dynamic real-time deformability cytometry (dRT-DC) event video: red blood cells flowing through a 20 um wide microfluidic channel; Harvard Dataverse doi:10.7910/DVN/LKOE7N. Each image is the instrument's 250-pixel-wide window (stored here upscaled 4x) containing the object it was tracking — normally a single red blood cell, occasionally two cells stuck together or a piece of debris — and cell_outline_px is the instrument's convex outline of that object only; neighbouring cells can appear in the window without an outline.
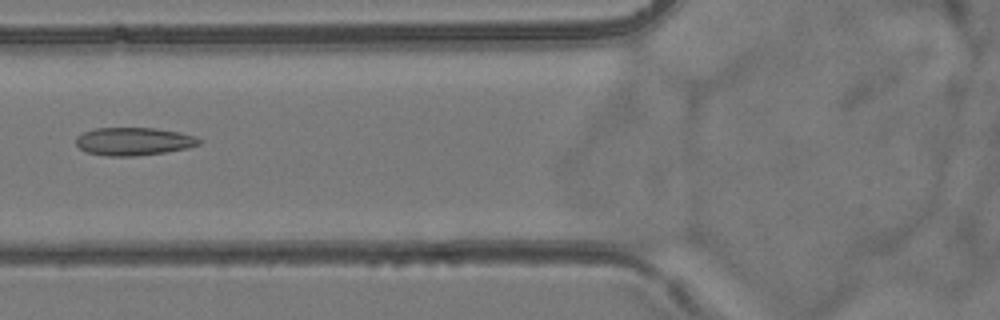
{"species": "common noctule bat (a hibernating species)", "species_latin": "Nyctalus noctula", "temperature_condition": "room temperature", "stored_images_in_passage": 6, "camera_frame_rate_fps": 3000, "um_per_image_px": 0.085, "animal": {"sex": "female", "body_mass_g": 24.6, "forearm_length_mm": 56.2}, "frame": {"image": 1, "passage_image": 4, "time_ms": 3.667, "image_size_px": [1000, 320], "cell_outline_px": [[204, 140], [200, 144], [188, 148], [164, 152], [136, 156], [108, 156], [88, 152], [80, 148], [76, 144], [76, 136], [84, 132], [96, 128], [156, 128], [180, 132], [196, 136]], "centroid_in_image_um": [11.41, 12.01], "position_along_channel_um": 114.4, "area_um2": 20.11}}
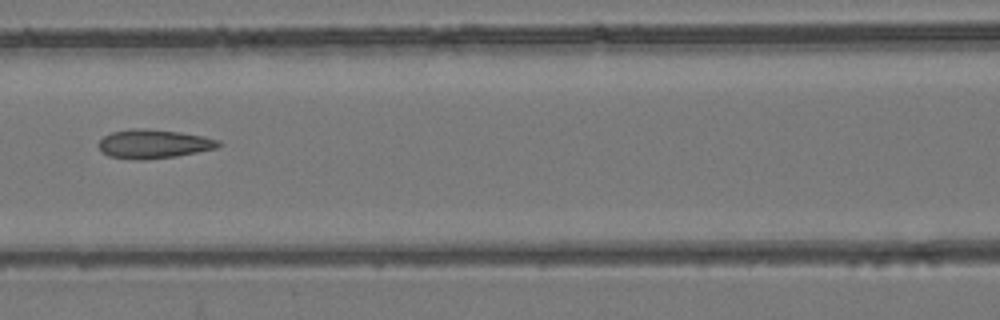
{"frame": {"image": 2, "passage_image": 5, "time_ms": 4.667, "image_size_px": [1000, 320], "cell_outline_px": [[224, 144], [216, 148], [176, 156], [144, 160], [140, 160], [108, 156], [100, 152], [100, 140], [104, 136], [112, 132], [132, 128], [144, 128], [180, 132], [204, 136], [220, 140]], "centroid_in_image_um": [13.08, 12.23], "position_along_channel_um": 153.5, "area_um2": 20.23}}
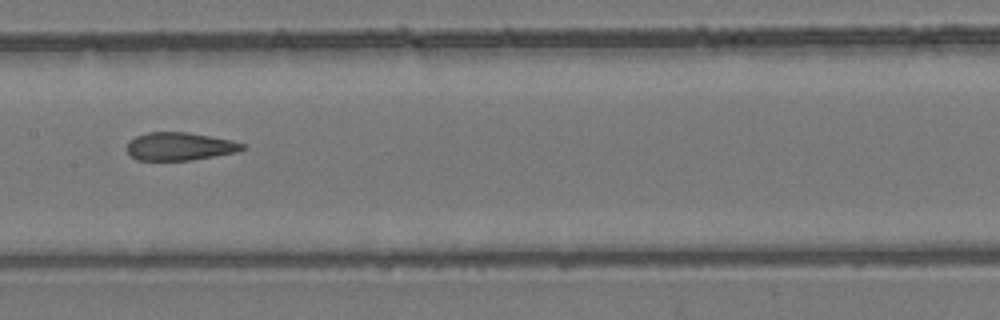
{"frame": {"image": 3, "passage_image": 6, "time_ms": 5.667, "image_size_px": [1000, 320], "cell_outline_px": [[248, 148], [236, 152], [192, 160], [136, 160], [128, 152], [128, 140], [136, 136], [148, 132], [188, 132], [232, 140], [244, 144]], "centroid_in_image_um": [15.29, 12.44], "position_along_channel_um": 192.1, "area_um2": 18.84}}